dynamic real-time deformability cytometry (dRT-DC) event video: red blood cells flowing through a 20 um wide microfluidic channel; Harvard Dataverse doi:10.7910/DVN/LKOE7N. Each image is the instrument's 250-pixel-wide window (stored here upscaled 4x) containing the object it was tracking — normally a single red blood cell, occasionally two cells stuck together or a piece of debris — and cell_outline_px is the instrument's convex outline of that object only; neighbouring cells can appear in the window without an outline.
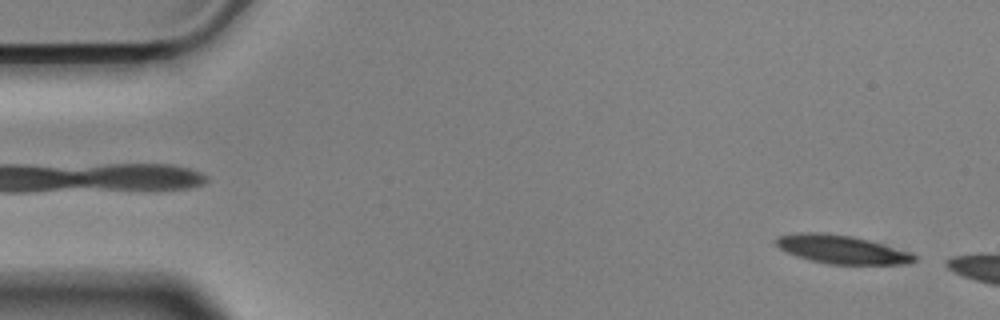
{"species": "Egyptian fruit bat (a non-hibernating species)", "species_latin": "Rousettus aegyptiacus", "temperature_condition": "cold", "stored_images_in_passage": 48, "camera_frame_rate_fps": 3000, "um_per_image_px": 0.085, "animal": {"sex": "male"}, "frame": {"image": 1, "passage_image": 2, "time_ms": 0.333, "image_size_px": [1000, 320], "cell_outline_px": [[916, 260], [904, 264], [832, 264], [812, 260], [788, 252], [780, 248], [776, 244], [776, 240], [780, 236], [796, 232], [820, 232], [852, 236], [868, 240], [912, 252], [916, 256]], "centroid_in_image_um": [71.58, 21.19], "position_along_channel_um": 13.4, "area_um2": 22.54}}
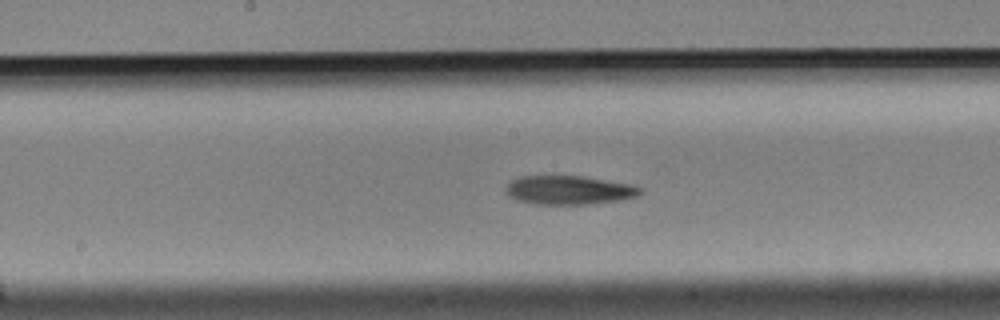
{"frame": {"image": 2, "passage_image": 27, "time_ms": 8.667, "image_size_px": [1000, 320], "cell_outline_px": [[644, 192], [640, 196], [620, 200], [588, 204], [536, 204], [516, 200], [508, 196], [504, 192], [504, 188], [512, 180], [520, 176], [584, 176], [636, 184]], "centroid_in_image_um": [48.4, 16.15], "position_along_channel_um": 199.8, "area_um2": 23.0}}
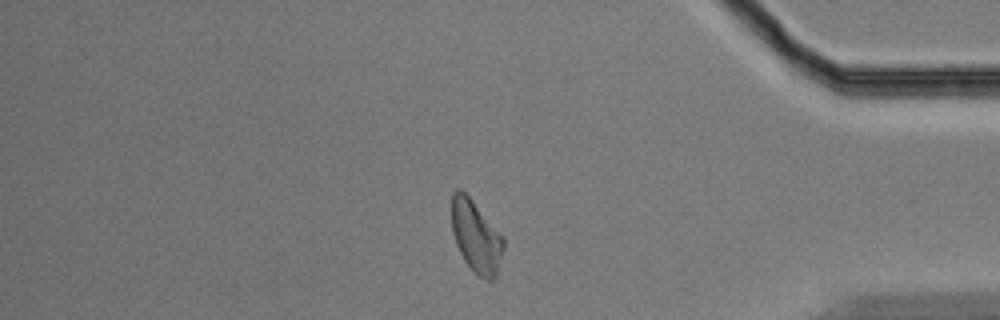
{"frame": {"image": 3, "passage_image": 46, "time_ms": 15.0, "image_size_px": [1000, 320], "cell_outline_px": [[504, 248], [496, 276], [492, 280], [488, 280], [480, 276], [464, 260], [456, 244], [452, 232], [452, 192], [456, 188], [460, 188], [472, 200], [504, 236]], "centroid_in_image_um": [40.47, 20.07], "position_along_channel_um": 394.7, "area_um2": 21.62}}